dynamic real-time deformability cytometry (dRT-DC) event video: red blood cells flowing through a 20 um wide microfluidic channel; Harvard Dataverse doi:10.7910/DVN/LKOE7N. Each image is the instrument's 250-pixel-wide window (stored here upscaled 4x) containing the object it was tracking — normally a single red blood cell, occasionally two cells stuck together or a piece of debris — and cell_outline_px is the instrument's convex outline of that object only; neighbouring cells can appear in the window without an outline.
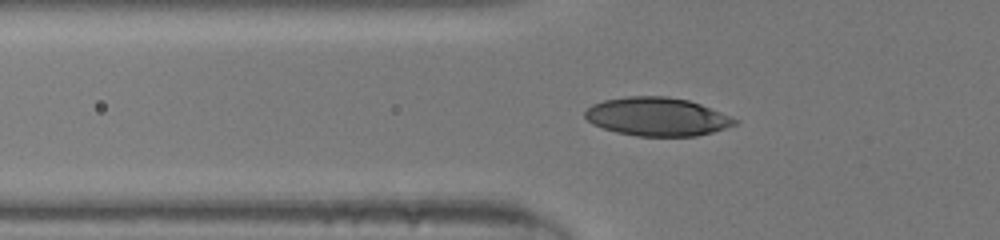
{"species": "human", "species_latin": "Homo sapiens", "temperature_condition": "room temperature", "stored_images_in_passage": 33, "camera_frame_rate_fps": 3000, "um_per_image_px": 0.085, "donor": {"sex": "male"}, "frame": {"image": 1, "passage_image": 3, "time_ms": 0.667, "image_size_px": [1000, 240], "cell_outline_px": [[740, 120], [736, 124], [712, 132], [696, 136], [636, 136], [616, 132], [592, 124], [584, 116], [584, 112], [592, 104], [604, 100], [628, 96], [668, 96], [688, 100], [700, 104]], "centroid_in_image_um": [55.84, 9.92], "position_along_channel_um": 70.0, "area_um2": 33.47}}
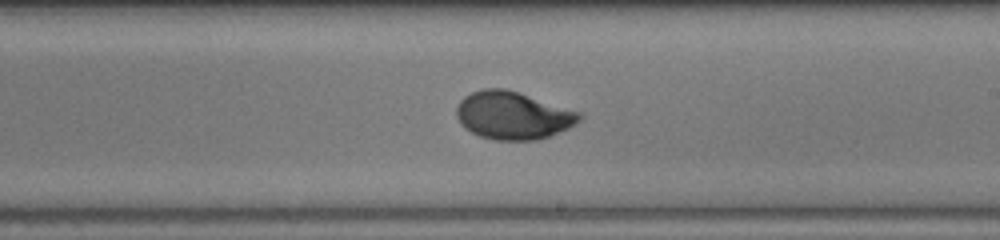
{"frame": {"image": 2, "passage_image": 15, "time_ms": 4.667, "image_size_px": [1000, 240], "cell_outline_px": [[584, 116], [576, 124], [568, 128], [548, 136], [536, 140], [496, 140], [480, 136], [464, 128], [460, 124], [456, 116], [456, 108], [460, 100], [464, 96], [472, 92], [484, 88], [504, 88], [584, 112]], "centroid_in_image_um": [43.62, 9.8], "position_along_channel_um": 245.4, "area_um2": 34.45}}
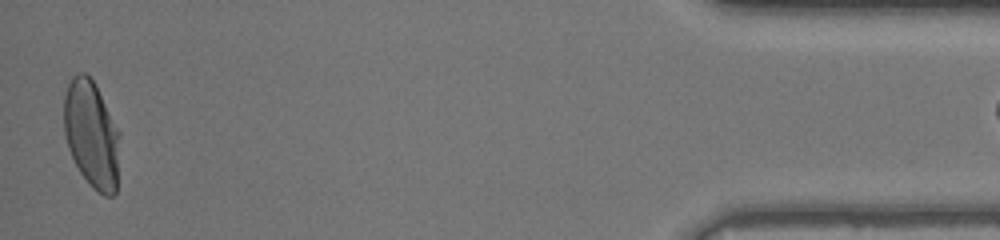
{"frame": {"image": 3, "passage_image": 32, "time_ms": 10.333, "image_size_px": [1000, 240], "cell_outline_px": [[120, 132], [116, 192], [112, 196], [104, 196], [92, 188], [80, 172], [68, 148], [64, 132], [64, 96], [68, 84], [72, 76], [76, 72], [84, 72], [96, 84]], "centroid_in_image_um": [7.78, 11.4], "position_along_channel_um": 427.4, "area_um2": 35.08}}